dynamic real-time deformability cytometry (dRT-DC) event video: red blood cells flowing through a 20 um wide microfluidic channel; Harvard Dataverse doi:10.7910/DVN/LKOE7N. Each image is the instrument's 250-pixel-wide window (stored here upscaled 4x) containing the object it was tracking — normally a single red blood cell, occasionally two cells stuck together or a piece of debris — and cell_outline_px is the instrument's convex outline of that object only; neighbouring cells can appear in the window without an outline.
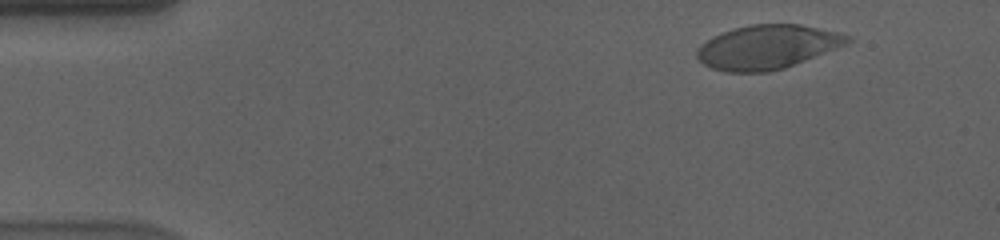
{"species": "human", "species_latin": "Homo sapiens", "temperature_condition": "cold", "stored_images_in_passage": 56, "camera_frame_rate_fps": 3000, "um_per_image_px": 0.085, "donor": {"sex": "male"}, "frame": {"image": 1, "passage_image": 5, "time_ms": 1.333, "image_size_px": [1000, 240], "cell_outline_px": [[852, 40], [848, 44], [784, 68], [768, 72], [728, 72], [712, 68], [704, 64], [696, 56], [696, 48], [700, 44], [712, 36], [732, 28], [752, 24], [800, 24], [836, 32], [852, 36]], "centroid_in_image_um": [65.2, 3.99], "position_along_channel_um": 19.8, "area_um2": 38.67}}
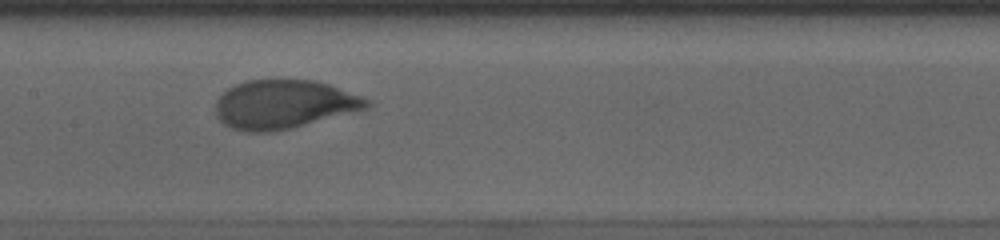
{"frame": {"image": 2, "passage_image": 27, "time_ms": 8.667, "image_size_px": [1000, 240], "cell_outline_px": [[372, 104], [368, 108], [292, 128], [272, 132], [248, 132], [232, 128], [224, 124], [216, 116], [216, 100], [228, 88], [236, 84], [248, 80], [316, 80], [328, 84], [372, 100]], "centroid_in_image_um": [24.14, 8.87], "position_along_channel_um": 183.3, "area_um2": 42.89}}
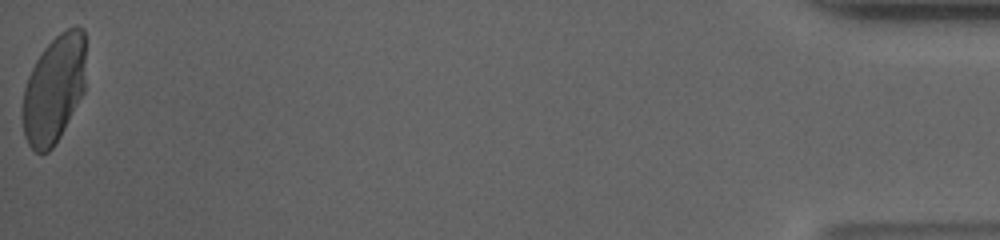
{"frame": {"image": 3, "passage_image": 56, "time_ms": 18.333, "image_size_px": [1000, 240], "cell_outline_px": [[84, 92], [60, 136], [52, 148], [48, 152], [36, 152], [28, 144], [24, 136], [20, 116], [24, 88], [28, 76], [36, 60], [44, 48], [60, 32], [76, 24], [84, 28]], "centroid_in_image_um": [4.56, 7.59], "position_along_channel_um": 430.6, "area_um2": 40.0}, "authors_computed_cell_mechanics": {"area_um2": 41.327, "velocity_mm_per_s": 3.5522, "shape_relaxation_time_tau1_ms": 4.0546, "shape_relaxation_time_tau2_ms": null, "deformation_change_tau1": 0.1789, "deformation_change_tau2": null}}